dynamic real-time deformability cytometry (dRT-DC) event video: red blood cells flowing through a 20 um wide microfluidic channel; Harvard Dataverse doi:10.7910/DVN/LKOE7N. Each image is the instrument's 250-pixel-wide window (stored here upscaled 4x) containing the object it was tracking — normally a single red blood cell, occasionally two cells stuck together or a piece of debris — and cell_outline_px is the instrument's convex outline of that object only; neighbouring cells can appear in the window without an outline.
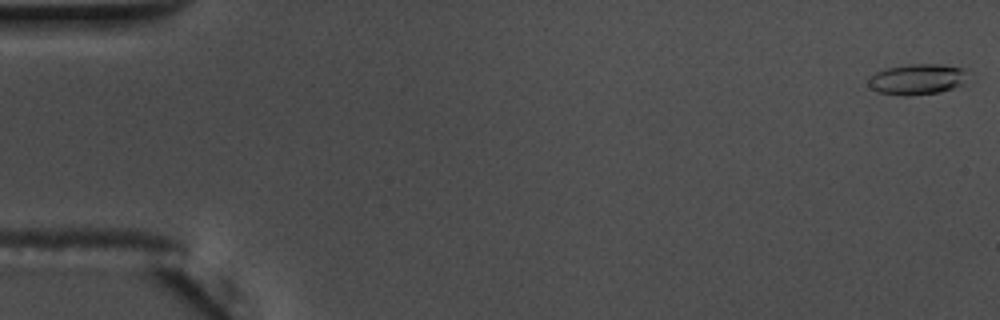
{"species": "common noctule bat (a hibernating species)", "species_latin": "Nyctalus noctula", "temperature_condition": "warm", "stored_images_in_passage": 57, "camera_frame_rate_fps": 3000, "um_per_image_px": 0.085, "animal": {"sex": "male", "body_mass_g": 17.5, "forearm_length_mm": 52.3}, "frame": {"image": 1, "passage_image": 1, "time_ms": 0.0, "image_size_px": [1000, 320], "cell_outline_px": [[964, 84], [940, 92], [908, 96], [904, 96], [876, 92], [868, 84], [868, 76], [884, 68], [908, 64], [940, 64], [964, 68]], "centroid_in_image_um": [77.89, 6.74], "position_along_channel_um": 7.1, "area_um2": 17.86}}
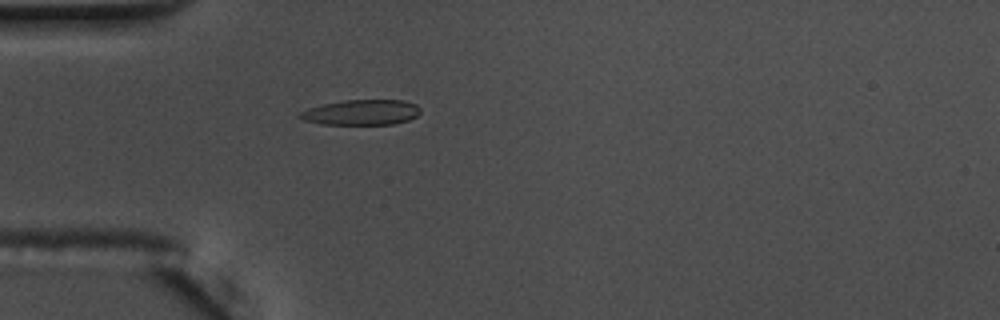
{"frame": {"image": 2, "passage_image": 17, "time_ms": 5.333, "image_size_px": [1000, 320], "cell_outline_px": [[420, 112], [416, 116], [408, 120], [392, 124], [320, 124], [304, 120], [296, 116], [300, 112], [308, 108], [324, 104], [344, 100], [404, 100], [416, 104], [420, 108]], "centroid_in_image_um": [30.71, 9.55], "position_along_channel_um": 54.3, "area_um2": 17.74}}
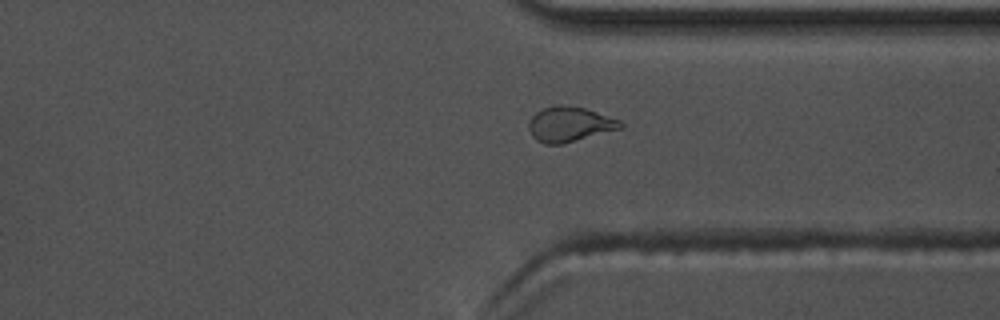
{"frame": {"image": 3, "passage_image": 43, "time_ms": 14.0, "image_size_px": [1000, 320], "cell_outline_px": [[624, 128], [564, 144], [544, 144], [536, 140], [532, 136], [528, 128], [528, 124], [532, 116], [536, 112], [544, 108], [560, 104], [564, 104], [584, 108], [620, 120], [624, 124]], "centroid_in_image_um": [48.43, 10.58], "position_along_channel_um": 363.0, "area_um2": 18.9}, "authors_computed_cell_mechanics": {"area_um2": 17.8602, "velocity_mm_per_s": 3.6522, "shape_relaxation_time_tau1_ms": 7.1896, "shape_relaxation_time_tau2_ms": 4.7847, "deformation_change_tau1": 0.2099, "deformation_change_tau2": 0.099}}